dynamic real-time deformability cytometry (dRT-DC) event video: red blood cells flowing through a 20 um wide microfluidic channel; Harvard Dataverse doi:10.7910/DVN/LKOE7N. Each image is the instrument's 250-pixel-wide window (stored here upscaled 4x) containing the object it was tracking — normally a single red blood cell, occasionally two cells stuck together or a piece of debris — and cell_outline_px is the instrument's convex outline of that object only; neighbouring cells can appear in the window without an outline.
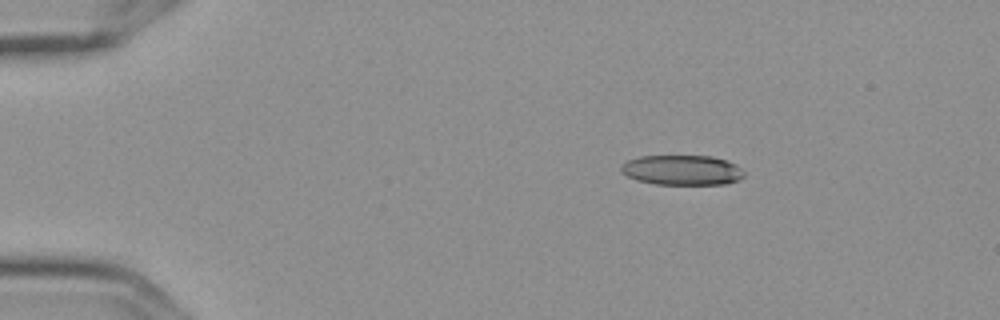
{"species": "Egyptian fruit bat (a non-hibernating species)", "species_latin": "Rousettus aegyptiacus", "temperature_condition": "cold", "stored_images_in_passage": 4, "camera_frame_rate_fps": 3000, "um_per_image_px": 0.085, "frame": {"image": 1, "passage_image": 1, "time_ms": 0.0, "image_size_px": [1000, 320], "cell_outline_px": [[744, 176], [740, 180], [724, 184], [652, 184], [636, 180], [628, 176], [620, 168], [628, 160], [640, 156], [712, 156], [736, 164], [744, 172]], "centroid_in_image_um": [58.0, 14.46], "position_along_channel_um": 27.0, "area_um2": 21.39}}
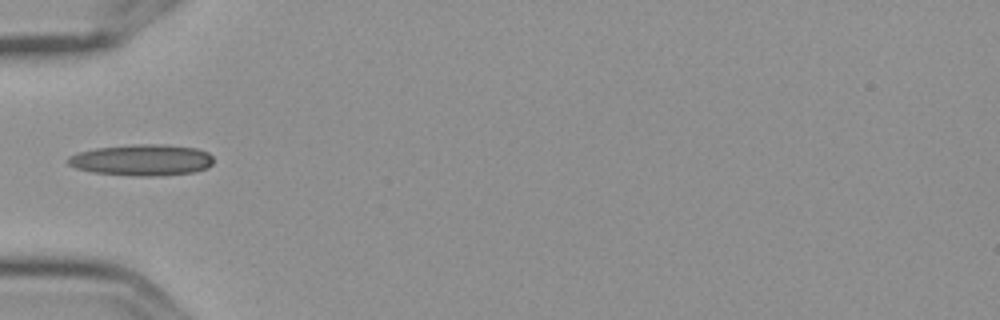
{"frame": {"image": 2, "passage_image": 4, "time_ms": 1.0, "image_size_px": [1000, 320], "cell_outline_px": [[212, 164], [208, 168], [192, 172], [160, 176], [132, 176], [92, 172], [76, 168], [68, 164], [68, 156], [80, 152], [96, 148], [136, 144], [164, 144], [196, 148], [208, 152], [212, 156]], "centroid_in_image_um": [12.08, 13.6], "position_along_channel_um": 72.9, "area_um2": 26.59}}